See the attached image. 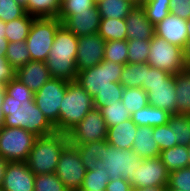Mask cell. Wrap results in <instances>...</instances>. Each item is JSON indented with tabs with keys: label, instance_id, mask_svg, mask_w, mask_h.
Masks as SVG:
<instances>
[{
	"label": "cell",
	"instance_id": "cell-57",
	"mask_svg": "<svg viewBox=\"0 0 190 191\" xmlns=\"http://www.w3.org/2000/svg\"><path fill=\"white\" fill-rule=\"evenodd\" d=\"M17 3L21 4L24 8L28 4V0H15Z\"/></svg>",
	"mask_w": 190,
	"mask_h": 191
},
{
	"label": "cell",
	"instance_id": "cell-17",
	"mask_svg": "<svg viewBox=\"0 0 190 191\" xmlns=\"http://www.w3.org/2000/svg\"><path fill=\"white\" fill-rule=\"evenodd\" d=\"M148 104L176 114L175 79L171 75L166 82L147 84Z\"/></svg>",
	"mask_w": 190,
	"mask_h": 191
},
{
	"label": "cell",
	"instance_id": "cell-38",
	"mask_svg": "<svg viewBox=\"0 0 190 191\" xmlns=\"http://www.w3.org/2000/svg\"><path fill=\"white\" fill-rule=\"evenodd\" d=\"M100 111L108 128L131 119V113L124 107L121 101H116L110 104V106L102 107Z\"/></svg>",
	"mask_w": 190,
	"mask_h": 191
},
{
	"label": "cell",
	"instance_id": "cell-12",
	"mask_svg": "<svg viewBox=\"0 0 190 191\" xmlns=\"http://www.w3.org/2000/svg\"><path fill=\"white\" fill-rule=\"evenodd\" d=\"M108 127L100 109L93 108L68 133L69 144H88L106 140Z\"/></svg>",
	"mask_w": 190,
	"mask_h": 191
},
{
	"label": "cell",
	"instance_id": "cell-10",
	"mask_svg": "<svg viewBox=\"0 0 190 191\" xmlns=\"http://www.w3.org/2000/svg\"><path fill=\"white\" fill-rule=\"evenodd\" d=\"M68 81L51 78L37 92L34 93V102L43 112L48 121L58 132L59 108L64 98Z\"/></svg>",
	"mask_w": 190,
	"mask_h": 191
},
{
	"label": "cell",
	"instance_id": "cell-23",
	"mask_svg": "<svg viewBox=\"0 0 190 191\" xmlns=\"http://www.w3.org/2000/svg\"><path fill=\"white\" fill-rule=\"evenodd\" d=\"M176 114L190 115V67L174 74Z\"/></svg>",
	"mask_w": 190,
	"mask_h": 191
},
{
	"label": "cell",
	"instance_id": "cell-18",
	"mask_svg": "<svg viewBox=\"0 0 190 191\" xmlns=\"http://www.w3.org/2000/svg\"><path fill=\"white\" fill-rule=\"evenodd\" d=\"M154 32L155 35L165 39L170 44L181 48H184L189 39L187 20L171 13L154 26Z\"/></svg>",
	"mask_w": 190,
	"mask_h": 191
},
{
	"label": "cell",
	"instance_id": "cell-2",
	"mask_svg": "<svg viewBox=\"0 0 190 191\" xmlns=\"http://www.w3.org/2000/svg\"><path fill=\"white\" fill-rule=\"evenodd\" d=\"M78 37L61 25L56 33L53 45L45 63L52 78L68 82L76 80Z\"/></svg>",
	"mask_w": 190,
	"mask_h": 191
},
{
	"label": "cell",
	"instance_id": "cell-55",
	"mask_svg": "<svg viewBox=\"0 0 190 191\" xmlns=\"http://www.w3.org/2000/svg\"><path fill=\"white\" fill-rule=\"evenodd\" d=\"M5 94H6L5 86L0 84V103L3 102Z\"/></svg>",
	"mask_w": 190,
	"mask_h": 191
},
{
	"label": "cell",
	"instance_id": "cell-30",
	"mask_svg": "<svg viewBox=\"0 0 190 191\" xmlns=\"http://www.w3.org/2000/svg\"><path fill=\"white\" fill-rule=\"evenodd\" d=\"M61 8L60 0H28L25 11L36 18H58Z\"/></svg>",
	"mask_w": 190,
	"mask_h": 191
},
{
	"label": "cell",
	"instance_id": "cell-61",
	"mask_svg": "<svg viewBox=\"0 0 190 191\" xmlns=\"http://www.w3.org/2000/svg\"><path fill=\"white\" fill-rule=\"evenodd\" d=\"M187 148H188V155H189V166H190V145H189Z\"/></svg>",
	"mask_w": 190,
	"mask_h": 191
},
{
	"label": "cell",
	"instance_id": "cell-34",
	"mask_svg": "<svg viewBox=\"0 0 190 191\" xmlns=\"http://www.w3.org/2000/svg\"><path fill=\"white\" fill-rule=\"evenodd\" d=\"M121 102L132 115L148 105L147 93L142 88H124Z\"/></svg>",
	"mask_w": 190,
	"mask_h": 191
},
{
	"label": "cell",
	"instance_id": "cell-52",
	"mask_svg": "<svg viewBox=\"0 0 190 191\" xmlns=\"http://www.w3.org/2000/svg\"><path fill=\"white\" fill-rule=\"evenodd\" d=\"M8 43L9 42L7 39H1L0 40V57H5Z\"/></svg>",
	"mask_w": 190,
	"mask_h": 191
},
{
	"label": "cell",
	"instance_id": "cell-24",
	"mask_svg": "<svg viewBox=\"0 0 190 191\" xmlns=\"http://www.w3.org/2000/svg\"><path fill=\"white\" fill-rule=\"evenodd\" d=\"M170 115L169 112L148 104L133 113L131 119L137 126L157 127L168 124Z\"/></svg>",
	"mask_w": 190,
	"mask_h": 191
},
{
	"label": "cell",
	"instance_id": "cell-13",
	"mask_svg": "<svg viewBox=\"0 0 190 191\" xmlns=\"http://www.w3.org/2000/svg\"><path fill=\"white\" fill-rule=\"evenodd\" d=\"M169 172L160 157L143 159L138 169L134 171L133 189L155 186H168Z\"/></svg>",
	"mask_w": 190,
	"mask_h": 191
},
{
	"label": "cell",
	"instance_id": "cell-44",
	"mask_svg": "<svg viewBox=\"0 0 190 191\" xmlns=\"http://www.w3.org/2000/svg\"><path fill=\"white\" fill-rule=\"evenodd\" d=\"M95 5L93 0H66L62 4L58 19L63 22L70 14L89 11Z\"/></svg>",
	"mask_w": 190,
	"mask_h": 191
},
{
	"label": "cell",
	"instance_id": "cell-59",
	"mask_svg": "<svg viewBox=\"0 0 190 191\" xmlns=\"http://www.w3.org/2000/svg\"><path fill=\"white\" fill-rule=\"evenodd\" d=\"M187 31H188V35H189V39H190V19L187 20Z\"/></svg>",
	"mask_w": 190,
	"mask_h": 191
},
{
	"label": "cell",
	"instance_id": "cell-40",
	"mask_svg": "<svg viewBox=\"0 0 190 191\" xmlns=\"http://www.w3.org/2000/svg\"><path fill=\"white\" fill-rule=\"evenodd\" d=\"M123 92L124 87L119 82H115V88H106L93 98L94 108L101 109L116 101H121Z\"/></svg>",
	"mask_w": 190,
	"mask_h": 191
},
{
	"label": "cell",
	"instance_id": "cell-53",
	"mask_svg": "<svg viewBox=\"0 0 190 191\" xmlns=\"http://www.w3.org/2000/svg\"><path fill=\"white\" fill-rule=\"evenodd\" d=\"M139 191H166V186L140 188Z\"/></svg>",
	"mask_w": 190,
	"mask_h": 191
},
{
	"label": "cell",
	"instance_id": "cell-45",
	"mask_svg": "<svg viewBox=\"0 0 190 191\" xmlns=\"http://www.w3.org/2000/svg\"><path fill=\"white\" fill-rule=\"evenodd\" d=\"M168 187L180 191H190V166L170 172Z\"/></svg>",
	"mask_w": 190,
	"mask_h": 191
},
{
	"label": "cell",
	"instance_id": "cell-54",
	"mask_svg": "<svg viewBox=\"0 0 190 191\" xmlns=\"http://www.w3.org/2000/svg\"><path fill=\"white\" fill-rule=\"evenodd\" d=\"M1 39H6L5 37V22L0 20V40Z\"/></svg>",
	"mask_w": 190,
	"mask_h": 191
},
{
	"label": "cell",
	"instance_id": "cell-49",
	"mask_svg": "<svg viewBox=\"0 0 190 191\" xmlns=\"http://www.w3.org/2000/svg\"><path fill=\"white\" fill-rule=\"evenodd\" d=\"M106 191H133V187L129 182L120 178L110 180L106 186Z\"/></svg>",
	"mask_w": 190,
	"mask_h": 191
},
{
	"label": "cell",
	"instance_id": "cell-62",
	"mask_svg": "<svg viewBox=\"0 0 190 191\" xmlns=\"http://www.w3.org/2000/svg\"><path fill=\"white\" fill-rule=\"evenodd\" d=\"M95 4L99 3L102 0H93Z\"/></svg>",
	"mask_w": 190,
	"mask_h": 191
},
{
	"label": "cell",
	"instance_id": "cell-20",
	"mask_svg": "<svg viewBox=\"0 0 190 191\" xmlns=\"http://www.w3.org/2000/svg\"><path fill=\"white\" fill-rule=\"evenodd\" d=\"M16 78L35 93L52 77L44 61L30 60L16 70Z\"/></svg>",
	"mask_w": 190,
	"mask_h": 191
},
{
	"label": "cell",
	"instance_id": "cell-21",
	"mask_svg": "<svg viewBox=\"0 0 190 191\" xmlns=\"http://www.w3.org/2000/svg\"><path fill=\"white\" fill-rule=\"evenodd\" d=\"M138 126L132 119L108 128L106 142L119 149H132Z\"/></svg>",
	"mask_w": 190,
	"mask_h": 191
},
{
	"label": "cell",
	"instance_id": "cell-6",
	"mask_svg": "<svg viewBox=\"0 0 190 191\" xmlns=\"http://www.w3.org/2000/svg\"><path fill=\"white\" fill-rule=\"evenodd\" d=\"M62 25L58 18H35L26 39L31 60L46 61L54 42L55 33Z\"/></svg>",
	"mask_w": 190,
	"mask_h": 191
},
{
	"label": "cell",
	"instance_id": "cell-50",
	"mask_svg": "<svg viewBox=\"0 0 190 191\" xmlns=\"http://www.w3.org/2000/svg\"><path fill=\"white\" fill-rule=\"evenodd\" d=\"M9 161L5 159L2 155H0V191L3 185L4 175L7 170Z\"/></svg>",
	"mask_w": 190,
	"mask_h": 191
},
{
	"label": "cell",
	"instance_id": "cell-60",
	"mask_svg": "<svg viewBox=\"0 0 190 191\" xmlns=\"http://www.w3.org/2000/svg\"><path fill=\"white\" fill-rule=\"evenodd\" d=\"M166 191H180V190H177V189H171V188H169L168 186H166Z\"/></svg>",
	"mask_w": 190,
	"mask_h": 191
},
{
	"label": "cell",
	"instance_id": "cell-31",
	"mask_svg": "<svg viewBox=\"0 0 190 191\" xmlns=\"http://www.w3.org/2000/svg\"><path fill=\"white\" fill-rule=\"evenodd\" d=\"M98 35L105 41L127 40L125 19L101 18Z\"/></svg>",
	"mask_w": 190,
	"mask_h": 191
},
{
	"label": "cell",
	"instance_id": "cell-25",
	"mask_svg": "<svg viewBox=\"0 0 190 191\" xmlns=\"http://www.w3.org/2000/svg\"><path fill=\"white\" fill-rule=\"evenodd\" d=\"M101 18L125 19L136 6L131 0H102L96 4Z\"/></svg>",
	"mask_w": 190,
	"mask_h": 191
},
{
	"label": "cell",
	"instance_id": "cell-1",
	"mask_svg": "<svg viewBox=\"0 0 190 191\" xmlns=\"http://www.w3.org/2000/svg\"><path fill=\"white\" fill-rule=\"evenodd\" d=\"M2 102L5 127H20L34 135L45 136L56 132L55 127L35 104L34 92L16 77L5 85Z\"/></svg>",
	"mask_w": 190,
	"mask_h": 191
},
{
	"label": "cell",
	"instance_id": "cell-36",
	"mask_svg": "<svg viewBox=\"0 0 190 191\" xmlns=\"http://www.w3.org/2000/svg\"><path fill=\"white\" fill-rule=\"evenodd\" d=\"M5 58L17 70L31 60L26 42H9Z\"/></svg>",
	"mask_w": 190,
	"mask_h": 191
},
{
	"label": "cell",
	"instance_id": "cell-43",
	"mask_svg": "<svg viewBox=\"0 0 190 191\" xmlns=\"http://www.w3.org/2000/svg\"><path fill=\"white\" fill-rule=\"evenodd\" d=\"M25 14V8L15 0H0V20L3 22H10Z\"/></svg>",
	"mask_w": 190,
	"mask_h": 191
},
{
	"label": "cell",
	"instance_id": "cell-56",
	"mask_svg": "<svg viewBox=\"0 0 190 191\" xmlns=\"http://www.w3.org/2000/svg\"><path fill=\"white\" fill-rule=\"evenodd\" d=\"M4 120H5V116H4V113L2 111V103H0V129L4 125Z\"/></svg>",
	"mask_w": 190,
	"mask_h": 191
},
{
	"label": "cell",
	"instance_id": "cell-39",
	"mask_svg": "<svg viewBox=\"0 0 190 191\" xmlns=\"http://www.w3.org/2000/svg\"><path fill=\"white\" fill-rule=\"evenodd\" d=\"M128 63H146L149 55L150 40H127Z\"/></svg>",
	"mask_w": 190,
	"mask_h": 191
},
{
	"label": "cell",
	"instance_id": "cell-7",
	"mask_svg": "<svg viewBox=\"0 0 190 191\" xmlns=\"http://www.w3.org/2000/svg\"><path fill=\"white\" fill-rule=\"evenodd\" d=\"M143 159L132 149H119L104 143V153L101 161L104 169L108 171L110 180L123 179L131 183L133 181L134 171L138 169Z\"/></svg>",
	"mask_w": 190,
	"mask_h": 191
},
{
	"label": "cell",
	"instance_id": "cell-41",
	"mask_svg": "<svg viewBox=\"0 0 190 191\" xmlns=\"http://www.w3.org/2000/svg\"><path fill=\"white\" fill-rule=\"evenodd\" d=\"M34 191H68L56 173L35 175Z\"/></svg>",
	"mask_w": 190,
	"mask_h": 191
},
{
	"label": "cell",
	"instance_id": "cell-11",
	"mask_svg": "<svg viewBox=\"0 0 190 191\" xmlns=\"http://www.w3.org/2000/svg\"><path fill=\"white\" fill-rule=\"evenodd\" d=\"M55 173L68 191L81 189L86 168L74 145L68 144L62 150Z\"/></svg>",
	"mask_w": 190,
	"mask_h": 191
},
{
	"label": "cell",
	"instance_id": "cell-3",
	"mask_svg": "<svg viewBox=\"0 0 190 191\" xmlns=\"http://www.w3.org/2000/svg\"><path fill=\"white\" fill-rule=\"evenodd\" d=\"M69 144L67 133L55 132L35 138L27 164L35 174L55 173L62 150Z\"/></svg>",
	"mask_w": 190,
	"mask_h": 191
},
{
	"label": "cell",
	"instance_id": "cell-14",
	"mask_svg": "<svg viewBox=\"0 0 190 191\" xmlns=\"http://www.w3.org/2000/svg\"><path fill=\"white\" fill-rule=\"evenodd\" d=\"M106 41L98 34L78 36L76 66L78 71L92 68L104 58Z\"/></svg>",
	"mask_w": 190,
	"mask_h": 191
},
{
	"label": "cell",
	"instance_id": "cell-15",
	"mask_svg": "<svg viewBox=\"0 0 190 191\" xmlns=\"http://www.w3.org/2000/svg\"><path fill=\"white\" fill-rule=\"evenodd\" d=\"M35 174L27 162H9L1 191H34Z\"/></svg>",
	"mask_w": 190,
	"mask_h": 191
},
{
	"label": "cell",
	"instance_id": "cell-47",
	"mask_svg": "<svg viewBox=\"0 0 190 191\" xmlns=\"http://www.w3.org/2000/svg\"><path fill=\"white\" fill-rule=\"evenodd\" d=\"M170 13L182 19H190V0H170Z\"/></svg>",
	"mask_w": 190,
	"mask_h": 191
},
{
	"label": "cell",
	"instance_id": "cell-9",
	"mask_svg": "<svg viewBox=\"0 0 190 191\" xmlns=\"http://www.w3.org/2000/svg\"><path fill=\"white\" fill-rule=\"evenodd\" d=\"M37 136L20 127L0 129V155L9 162H27Z\"/></svg>",
	"mask_w": 190,
	"mask_h": 191
},
{
	"label": "cell",
	"instance_id": "cell-26",
	"mask_svg": "<svg viewBox=\"0 0 190 191\" xmlns=\"http://www.w3.org/2000/svg\"><path fill=\"white\" fill-rule=\"evenodd\" d=\"M35 18L26 13L23 17L5 23V37L8 42L26 41Z\"/></svg>",
	"mask_w": 190,
	"mask_h": 191
},
{
	"label": "cell",
	"instance_id": "cell-5",
	"mask_svg": "<svg viewBox=\"0 0 190 191\" xmlns=\"http://www.w3.org/2000/svg\"><path fill=\"white\" fill-rule=\"evenodd\" d=\"M124 66L102 60L92 68L78 71L75 81L94 98L106 88H115V82H119Z\"/></svg>",
	"mask_w": 190,
	"mask_h": 191
},
{
	"label": "cell",
	"instance_id": "cell-51",
	"mask_svg": "<svg viewBox=\"0 0 190 191\" xmlns=\"http://www.w3.org/2000/svg\"><path fill=\"white\" fill-rule=\"evenodd\" d=\"M183 58L187 67H190V39L187 40L184 48H183Z\"/></svg>",
	"mask_w": 190,
	"mask_h": 191
},
{
	"label": "cell",
	"instance_id": "cell-32",
	"mask_svg": "<svg viewBox=\"0 0 190 191\" xmlns=\"http://www.w3.org/2000/svg\"><path fill=\"white\" fill-rule=\"evenodd\" d=\"M147 65V62L140 64H125L121 72L119 83L124 88H141L145 80V67Z\"/></svg>",
	"mask_w": 190,
	"mask_h": 191
},
{
	"label": "cell",
	"instance_id": "cell-27",
	"mask_svg": "<svg viewBox=\"0 0 190 191\" xmlns=\"http://www.w3.org/2000/svg\"><path fill=\"white\" fill-rule=\"evenodd\" d=\"M159 157L169 173L189 166L188 148L186 146L178 144L165 149L161 151Z\"/></svg>",
	"mask_w": 190,
	"mask_h": 191
},
{
	"label": "cell",
	"instance_id": "cell-46",
	"mask_svg": "<svg viewBox=\"0 0 190 191\" xmlns=\"http://www.w3.org/2000/svg\"><path fill=\"white\" fill-rule=\"evenodd\" d=\"M169 72L147 65L145 67V80L142 89L147 92V84L163 83L171 76Z\"/></svg>",
	"mask_w": 190,
	"mask_h": 191
},
{
	"label": "cell",
	"instance_id": "cell-35",
	"mask_svg": "<svg viewBox=\"0 0 190 191\" xmlns=\"http://www.w3.org/2000/svg\"><path fill=\"white\" fill-rule=\"evenodd\" d=\"M170 0H148L140 6L148 20L155 26L170 14Z\"/></svg>",
	"mask_w": 190,
	"mask_h": 191
},
{
	"label": "cell",
	"instance_id": "cell-48",
	"mask_svg": "<svg viewBox=\"0 0 190 191\" xmlns=\"http://www.w3.org/2000/svg\"><path fill=\"white\" fill-rule=\"evenodd\" d=\"M15 77L16 70L11 66L5 57H0V84L5 86Z\"/></svg>",
	"mask_w": 190,
	"mask_h": 191
},
{
	"label": "cell",
	"instance_id": "cell-8",
	"mask_svg": "<svg viewBox=\"0 0 190 191\" xmlns=\"http://www.w3.org/2000/svg\"><path fill=\"white\" fill-rule=\"evenodd\" d=\"M147 64L151 67L165 70L172 75L187 68L183 58V48L170 44L155 34L150 40Z\"/></svg>",
	"mask_w": 190,
	"mask_h": 191
},
{
	"label": "cell",
	"instance_id": "cell-58",
	"mask_svg": "<svg viewBox=\"0 0 190 191\" xmlns=\"http://www.w3.org/2000/svg\"><path fill=\"white\" fill-rule=\"evenodd\" d=\"M136 5H141L143 3V0H131Z\"/></svg>",
	"mask_w": 190,
	"mask_h": 191
},
{
	"label": "cell",
	"instance_id": "cell-22",
	"mask_svg": "<svg viewBox=\"0 0 190 191\" xmlns=\"http://www.w3.org/2000/svg\"><path fill=\"white\" fill-rule=\"evenodd\" d=\"M132 150L134 153L138 154L140 159L160 156L161 151L154 140L153 127L138 126Z\"/></svg>",
	"mask_w": 190,
	"mask_h": 191
},
{
	"label": "cell",
	"instance_id": "cell-19",
	"mask_svg": "<svg viewBox=\"0 0 190 191\" xmlns=\"http://www.w3.org/2000/svg\"><path fill=\"white\" fill-rule=\"evenodd\" d=\"M127 40H151L154 25L148 20L140 5H136L125 18Z\"/></svg>",
	"mask_w": 190,
	"mask_h": 191
},
{
	"label": "cell",
	"instance_id": "cell-37",
	"mask_svg": "<svg viewBox=\"0 0 190 191\" xmlns=\"http://www.w3.org/2000/svg\"><path fill=\"white\" fill-rule=\"evenodd\" d=\"M105 61H112L118 64L128 63V44L127 40L106 41L104 49Z\"/></svg>",
	"mask_w": 190,
	"mask_h": 191
},
{
	"label": "cell",
	"instance_id": "cell-33",
	"mask_svg": "<svg viewBox=\"0 0 190 191\" xmlns=\"http://www.w3.org/2000/svg\"><path fill=\"white\" fill-rule=\"evenodd\" d=\"M168 124L174 132L177 144L188 147L190 145V115L171 114Z\"/></svg>",
	"mask_w": 190,
	"mask_h": 191
},
{
	"label": "cell",
	"instance_id": "cell-29",
	"mask_svg": "<svg viewBox=\"0 0 190 191\" xmlns=\"http://www.w3.org/2000/svg\"><path fill=\"white\" fill-rule=\"evenodd\" d=\"M105 142L106 140L94 141L88 144H71L79 152L86 171L95 169L96 163L103 158Z\"/></svg>",
	"mask_w": 190,
	"mask_h": 191
},
{
	"label": "cell",
	"instance_id": "cell-16",
	"mask_svg": "<svg viewBox=\"0 0 190 191\" xmlns=\"http://www.w3.org/2000/svg\"><path fill=\"white\" fill-rule=\"evenodd\" d=\"M101 15L95 4L89 11L77 12L70 14L62 25L77 37L91 34H98Z\"/></svg>",
	"mask_w": 190,
	"mask_h": 191
},
{
	"label": "cell",
	"instance_id": "cell-4",
	"mask_svg": "<svg viewBox=\"0 0 190 191\" xmlns=\"http://www.w3.org/2000/svg\"><path fill=\"white\" fill-rule=\"evenodd\" d=\"M59 108L58 132L68 133L94 108L93 97L76 81L69 82Z\"/></svg>",
	"mask_w": 190,
	"mask_h": 191
},
{
	"label": "cell",
	"instance_id": "cell-42",
	"mask_svg": "<svg viewBox=\"0 0 190 191\" xmlns=\"http://www.w3.org/2000/svg\"><path fill=\"white\" fill-rule=\"evenodd\" d=\"M153 136L160 151L178 145L177 139H175L174 132L171 130L169 124L153 127Z\"/></svg>",
	"mask_w": 190,
	"mask_h": 191
},
{
	"label": "cell",
	"instance_id": "cell-28",
	"mask_svg": "<svg viewBox=\"0 0 190 191\" xmlns=\"http://www.w3.org/2000/svg\"><path fill=\"white\" fill-rule=\"evenodd\" d=\"M110 181L108 171L104 169L101 160L96 163L93 170L86 171L83 184L79 191H106V186Z\"/></svg>",
	"mask_w": 190,
	"mask_h": 191
}]
</instances>
